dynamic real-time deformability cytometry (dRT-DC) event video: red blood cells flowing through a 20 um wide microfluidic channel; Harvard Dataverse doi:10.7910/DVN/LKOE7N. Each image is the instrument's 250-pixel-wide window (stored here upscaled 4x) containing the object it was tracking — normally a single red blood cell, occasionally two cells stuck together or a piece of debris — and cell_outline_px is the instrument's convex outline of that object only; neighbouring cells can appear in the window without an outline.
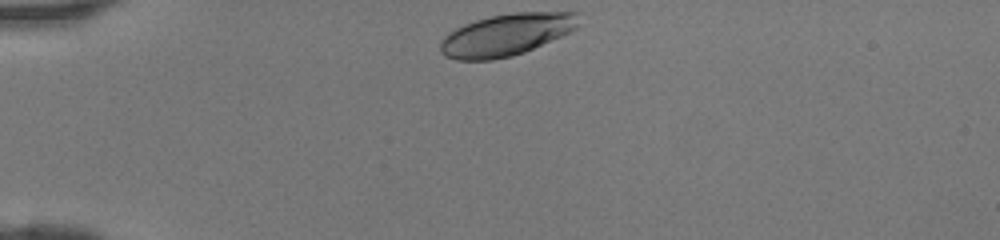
{"species": "human", "species_latin": "Homo sapiens", "temperature_condition": "room temperature", "stored_images_in_passage": 29, "camera_frame_rate_fps": 3000, "um_per_image_px": 0.085, "donor": {"sex": "female"}, "frame": {"image": 1, "passage_image": 1, "time_ms": 0.0, "image_size_px": [1000, 240], "cell_outline_px": [[580, 24], [576, 28], [560, 36], [524, 52], [512, 56], [492, 60], [456, 60], [444, 56], [440, 52], [440, 40], [448, 32], [464, 24], [476, 20], [492, 16], [516, 12], [580, 12]], "centroid_in_image_um": [43.02, 2.95], "position_along_channel_um": 42.0, "area_um2": 33.87}}
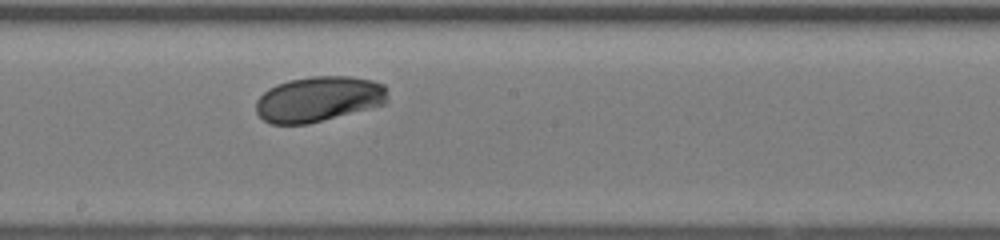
{"frame": {"image": 2, "passage_image": 16, "time_ms": 5.0, "image_size_px": [1000, 240], "cell_outline_px": [[388, 100], [384, 104], [308, 124], [272, 124], [264, 120], [256, 112], [256, 100], [268, 88], [276, 84], [288, 80], [312, 76], [348, 76], [372, 80], [384, 84], [388, 96]], "centroid_in_image_um": [27.07, 8.41], "position_along_channel_um": 221.1, "area_um2": 34.8}}
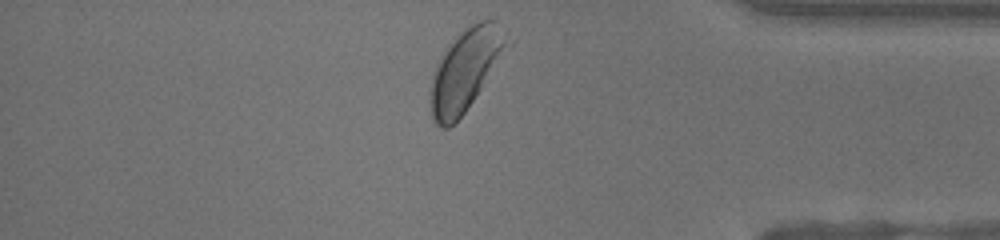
{"frame": {"image": 3, "passage_image": 29, "time_ms": 9.333, "image_size_px": [1000, 240], "cell_outline_px": [[516, 40], [464, 112], [448, 128], [440, 128], [432, 120], [428, 100], [428, 88], [436, 64], [440, 56], [448, 44], [464, 28], [480, 20], [496, 20]], "centroid_in_image_um": [39.6, 5.88], "position_along_channel_um": 395.6, "area_um2": 37.57}}